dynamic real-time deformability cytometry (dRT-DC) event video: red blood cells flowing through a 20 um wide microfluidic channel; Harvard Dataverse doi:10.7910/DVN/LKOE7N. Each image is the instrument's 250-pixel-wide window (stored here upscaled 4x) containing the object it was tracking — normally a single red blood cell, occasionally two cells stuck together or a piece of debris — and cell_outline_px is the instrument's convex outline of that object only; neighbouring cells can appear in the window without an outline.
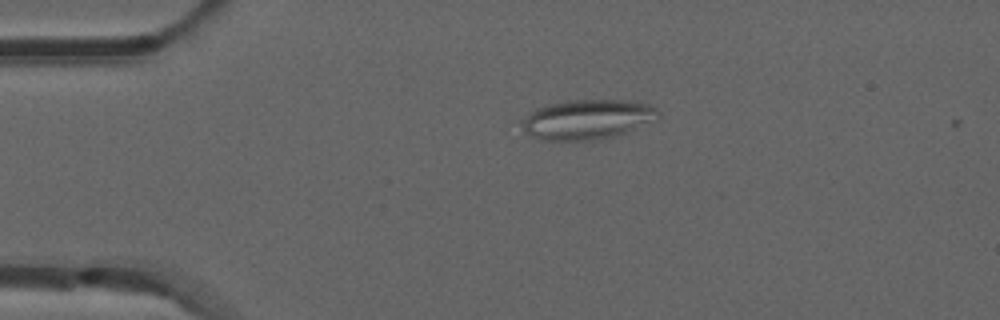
{"species": "common noctule bat (a hibernating species)", "species_latin": "Nyctalus noctula", "temperature_condition": "room temperature", "stored_images_in_passage": 3, "camera_frame_rate_fps": 3000, "um_per_image_px": 0.085, "animal": {"sex": "male", "forearm_length_mm": 52.5}, "frame": {"image": 1, "passage_image": 1, "time_ms": 0.0, "image_size_px": [1000, 320], "cell_outline_px": [[660, 116], [656, 120], [624, 132], [600, 140], [544, 140], [532, 136], [524, 132], [520, 124], [520, 120], [536, 108], [548, 104], [564, 100], [636, 100], [652, 104], [660, 112]], "centroid_in_image_um": [49.93, 10.13], "position_along_channel_um": 35.1, "area_um2": 31.96}}